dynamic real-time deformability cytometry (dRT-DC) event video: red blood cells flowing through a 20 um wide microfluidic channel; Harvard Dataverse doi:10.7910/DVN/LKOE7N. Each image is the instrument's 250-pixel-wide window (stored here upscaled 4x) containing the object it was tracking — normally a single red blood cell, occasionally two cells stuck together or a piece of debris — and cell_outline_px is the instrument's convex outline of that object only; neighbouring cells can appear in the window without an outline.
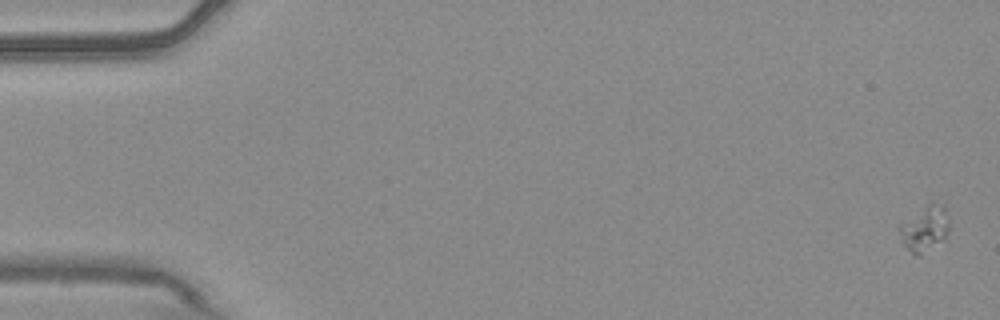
{"species": "common noctule bat (a hibernating species)", "species_latin": "Nyctalus noctula", "temperature_condition": "warm", "stored_images_in_passage": 6, "camera_frame_rate_fps": 3000, "um_per_image_px": 0.085, "animal": {"sex": "male", "body_mass_g": 20.4}, "frame": {"image": 1, "passage_image": 1, "time_ms": 0.0, "image_size_px": [1000, 320], "cell_outline_px": [[948, 228], [944, 240], [920, 256], [916, 256], [904, 244], [896, 228], [900, 224], [932, 200], [944, 204], [948, 216]], "centroid_in_image_um": [78.61, 19.4], "position_along_channel_um": 6.4, "area_um2": 13.35}}
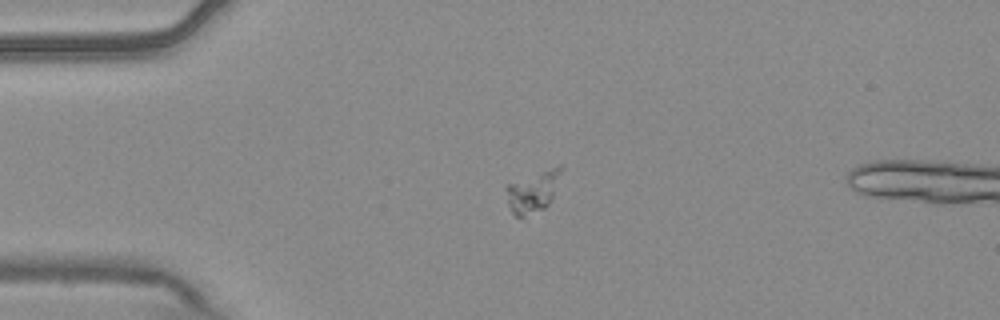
{"frame": {"image": 2, "passage_image": 4, "time_ms": 1.0, "image_size_px": [1000, 320], "cell_outline_px": [[564, 168], [552, 196], [548, 204], [544, 208], [524, 216], [516, 216], [512, 212], [508, 204], [504, 188], [508, 184], [560, 164]], "centroid_in_image_um": [45.3, 16.26], "position_along_channel_um": 39.7, "area_um2": 12.95}}
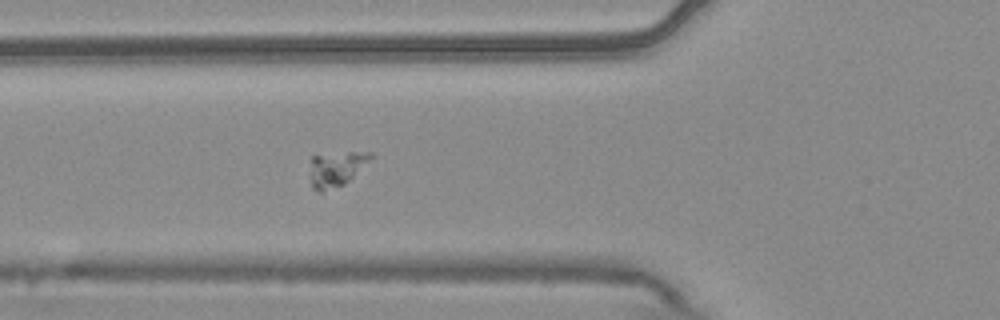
{"frame": {"image": 3, "passage_image": 6, "time_ms": 1.667, "image_size_px": [1000, 320], "cell_outline_px": [[372, 156], [344, 184], [320, 192], [312, 188], [312, 156], [348, 152], [372, 152]], "centroid_in_image_um": [28.57, 14.34], "position_along_channel_um": 97.2, "area_um2": 11.56}}